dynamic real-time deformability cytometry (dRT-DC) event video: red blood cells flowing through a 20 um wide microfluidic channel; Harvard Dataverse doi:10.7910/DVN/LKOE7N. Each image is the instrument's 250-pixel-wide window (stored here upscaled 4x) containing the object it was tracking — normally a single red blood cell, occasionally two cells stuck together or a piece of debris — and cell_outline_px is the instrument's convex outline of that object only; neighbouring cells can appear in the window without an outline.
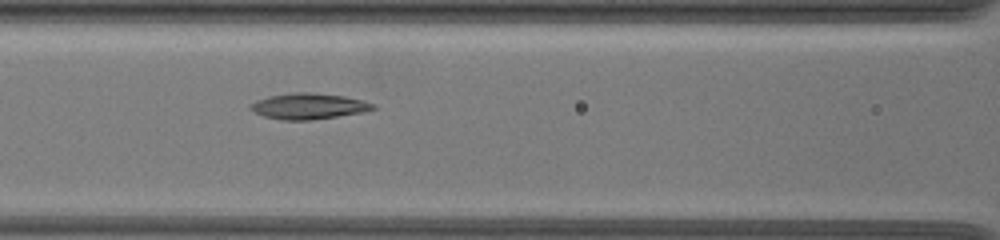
{"species": "common noctule bat (a hibernating species)", "species_latin": "Nyctalus noctula", "temperature_condition": "warm", "stored_images_in_passage": 22, "camera_frame_rate_fps": 3000, "um_per_image_px": 0.085, "animal": {"sex": "female", "body_mass_g": 19.5, "forearm_length_mm": 54.1}, "frame": {"image": 1, "passage_image": 6, "time_ms": 2.0, "image_size_px": [1000, 240], "cell_outline_px": [[376, 108], [364, 112], [312, 120], [280, 120], [264, 116], [248, 108], [256, 100], [268, 96], [296, 92], [308, 92], [344, 96], [364, 100], [376, 104]], "centroid_in_image_um": [26.26, 9.03], "position_along_channel_um": 140.3, "area_um2": 18.5}}
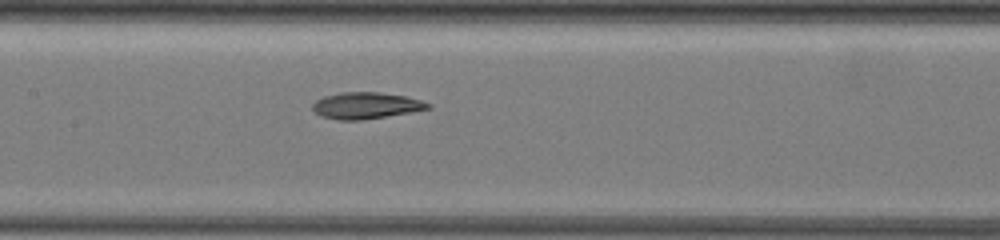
{"frame": {"image": 2, "passage_image": 10, "time_ms": 3.0, "image_size_px": [1000, 240], "cell_outline_px": [[432, 108], [388, 116], [364, 120], [336, 120], [320, 116], [312, 108], [312, 104], [316, 100], [324, 96], [340, 92], [380, 92], [404, 96], [420, 100], [432, 104]], "centroid_in_image_um": [31.09, 8.97], "position_along_channel_um": 176.3, "area_um2": 17.92}}